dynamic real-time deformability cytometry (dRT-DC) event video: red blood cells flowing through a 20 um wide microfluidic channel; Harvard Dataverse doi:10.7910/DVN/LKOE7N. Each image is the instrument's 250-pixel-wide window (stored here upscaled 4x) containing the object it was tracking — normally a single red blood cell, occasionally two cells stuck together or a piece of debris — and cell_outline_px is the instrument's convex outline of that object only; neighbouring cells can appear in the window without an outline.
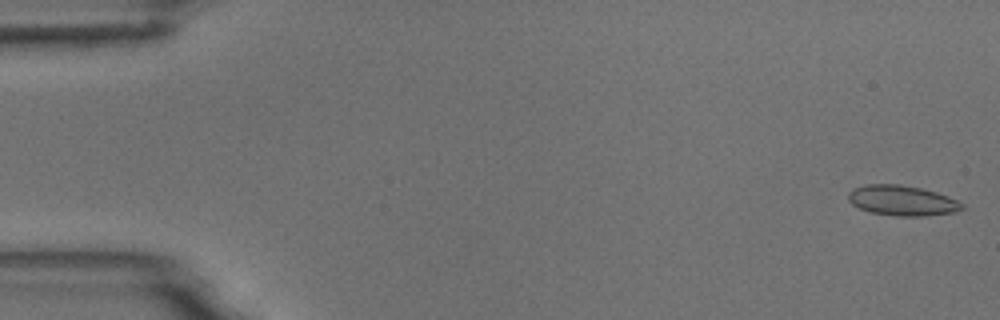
{"species": "common noctule bat (a hibernating species)", "species_latin": "Nyctalus noctula", "temperature_condition": "room temperature", "stored_images_in_passage": 54, "camera_frame_rate_fps": 3000, "um_per_image_px": 0.085, "animal": {"sex": "male", "body_mass_g": 18.8}, "frame": {"image": 1, "passage_image": 1, "time_ms": 0.0, "image_size_px": [1000, 320], "cell_outline_px": [[964, 208], [956, 212], [924, 216], [896, 216], [872, 212], [860, 208], [852, 204], [848, 200], [848, 192], [852, 188], [864, 184], [900, 184], [920, 188], [936, 192], [948, 196], [964, 204]], "centroid_in_image_um": [76.67, 17.04], "position_along_channel_um": 8.3, "area_um2": 20.11}}
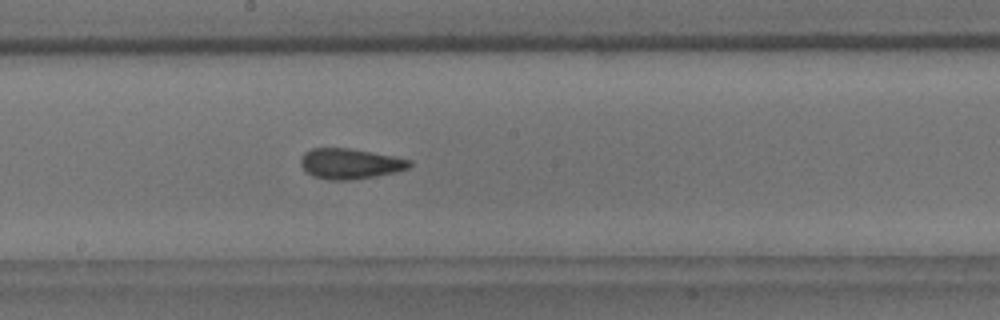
{"frame": {"image": 2, "passage_image": 29, "time_ms": 9.333, "image_size_px": [1000, 320], "cell_outline_px": [[412, 164], [408, 168], [396, 172], [348, 180], [328, 180], [312, 176], [304, 172], [300, 164], [300, 160], [304, 152], [312, 148], [348, 148], [392, 156], [412, 160]], "centroid_in_image_um": [29.7, 13.91], "position_along_channel_um": 218.5, "area_um2": 19.25}}
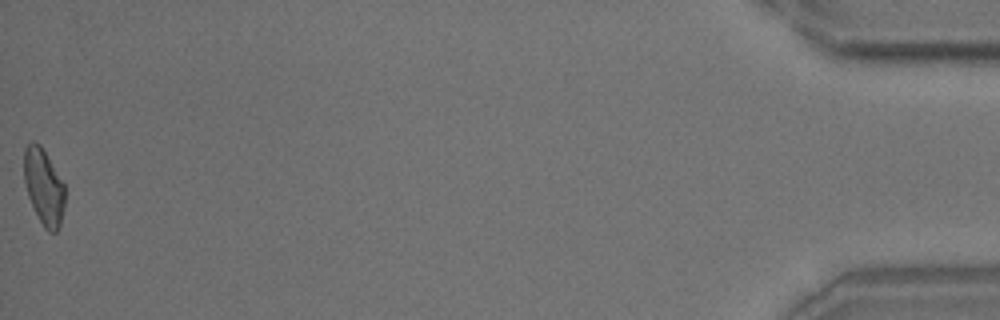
{"frame": {"image": 3, "passage_image": 54, "time_ms": 17.667, "image_size_px": [1000, 320], "cell_outline_px": [[64, 208], [60, 224], [56, 232], [48, 232], [44, 228], [28, 196], [24, 180], [24, 148], [32, 140], [40, 144], [64, 184]], "centroid_in_image_um": [3.71, 15.87], "position_along_channel_um": 431.5, "area_um2": 17.86}, "authors_computed_cell_mechanics": {"area_um2": 19.1029, "velocity_mm_per_s": 3.7354, "shape_relaxation_time_tau1_ms": 4.6711, "shape_relaxation_time_tau2_ms": 1.5404, "deformation_change_tau1": 0.1363, "deformation_change_tau2": 0.0874}}